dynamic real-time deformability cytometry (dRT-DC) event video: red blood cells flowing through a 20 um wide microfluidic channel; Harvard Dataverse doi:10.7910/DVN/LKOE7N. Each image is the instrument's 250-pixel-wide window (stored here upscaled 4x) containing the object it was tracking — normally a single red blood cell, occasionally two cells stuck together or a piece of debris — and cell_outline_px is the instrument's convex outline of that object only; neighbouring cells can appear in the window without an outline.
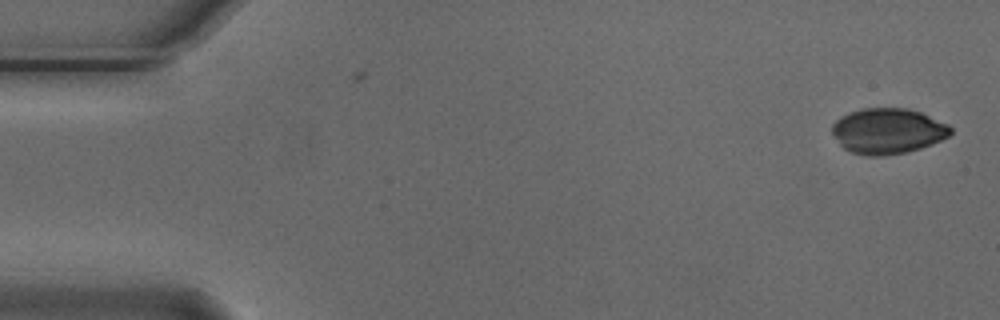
{"species": "Egyptian fruit bat (a non-hibernating species)", "species_latin": "Rousettus aegyptiacus", "temperature_condition": "cold", "stored_images_in_passage": 2, "camera_frame_rate_fps": 3000, "um_per_image_px": 0.085, "animal": {"sex": "male"}, "frame": {"image": 1, "passage_image": 1, "time_ms": 0.0, "image_size_px": [1000, 320], "cell_outline_px": [[952, 132], [948, 136], [932, 144], [920, 148], [904, 152], [884, 156], [868, 156], [852, 152], [844, 148], [840, 144], [832, 132], [832, 124], [840, 116], [848, 112], [860, 108], [908, 108], [920, 112], [948, 124], [952, 128]], "centroid_in_image_um": [75.45, 11.12], "position_along_channel_um": 9.6, "area_um2": 31.44}}